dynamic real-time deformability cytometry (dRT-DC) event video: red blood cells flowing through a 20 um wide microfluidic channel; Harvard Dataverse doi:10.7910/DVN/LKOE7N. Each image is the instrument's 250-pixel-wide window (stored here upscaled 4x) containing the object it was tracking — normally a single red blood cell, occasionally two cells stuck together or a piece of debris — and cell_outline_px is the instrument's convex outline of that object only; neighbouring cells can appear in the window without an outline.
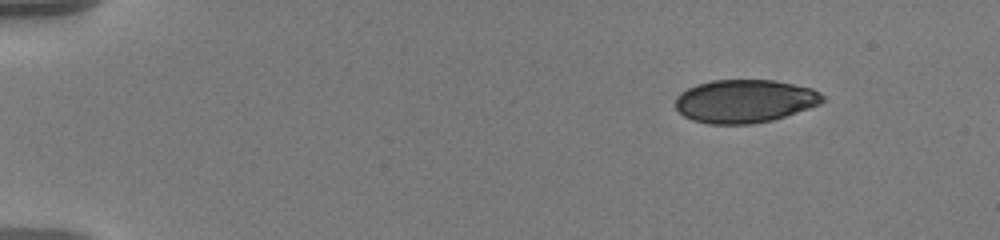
{"species": "human", "species_latin": "Homo sapiens", "temperature_condition": "warm", "stored_images_in_passage": 9, "camera_frame_rate_fps": 3000, "um_per_image_px": 0.085, "donor": {"sex": "male"}, "frame": {"image": 1, "passage_image": 1, "time_ms": 0.0, "image_size_px": [1000, 240], "cell_outline_px": [[824, 100], [820, 104], [772, 120], [752, 124], [708, 124], [692, 120], [684, 116], [676, 108], [676, 96], [680, 92], [696, 84], [712, 80], [776, 80], [812, 88], [820, 92], [824, 96]], "centroid_in_image_um": [63.29, 8.59], "position_along_channel_um": 21.7, "area_um2": 37.11}}